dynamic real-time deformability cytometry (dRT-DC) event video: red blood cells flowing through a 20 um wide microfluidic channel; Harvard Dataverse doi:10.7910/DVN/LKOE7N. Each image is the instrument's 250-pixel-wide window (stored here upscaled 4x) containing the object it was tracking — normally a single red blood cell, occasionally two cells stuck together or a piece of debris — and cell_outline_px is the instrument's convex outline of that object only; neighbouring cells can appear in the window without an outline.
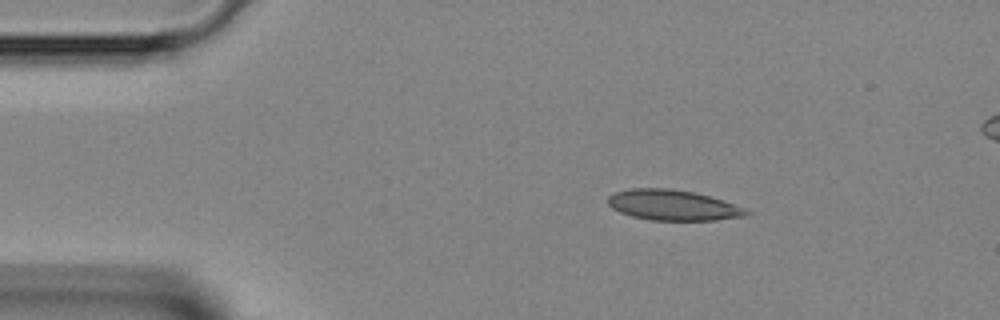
{"species": "Egyptian fruit bat (a non-hibernating species)", "species_latin": "Rousettus aegyptiacus", "temperature_condition": "room temperature", "stored_images_in_passage": 39, "segment_of_instrument_passage": [1, 2], "camera_frame_rate_fps": 3000, "um_per_image_px": 0.085, "animal": {"sex": "female"}, "frame": {"image": 1, "passage_image": 1, "time_ms": 0.0, "image_size_px": [1000, 320], "cell_outline_px": [[752, 212], [744, 216], [716, 220], [652, 220], [632, 216], [620, 212], [612, 208], [608, 204], [608, 196], [616, 192], [628, 188], [672, 188], [696, 192], [712, 196], [724, 200], [744, 208]], "centroid_in_image_um": [57.21, 17.42], "position_along_channel_um": 27.8, "area_um2": 24.74}}
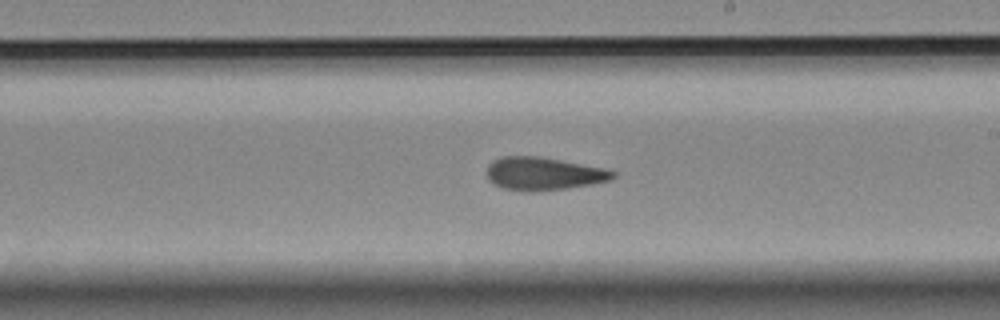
{"frame": {"image": 2, "passage_image": 19, "time_ms": 6.0, "image_size_px": [1000, 320], "cell_outline_px": [[616, 176], [612, 180], [592, 184], [568, 188], [536, 192], [532, 192], [504, 188], [488, 180], [488, 164], [492, 160], [500, 156], [540, 156], [604, 168], [616, 172]], "centroid_in_image_um": [46.22, 14.76], "position_along_channel_um": 242.8, "area_um2": 24.33}}
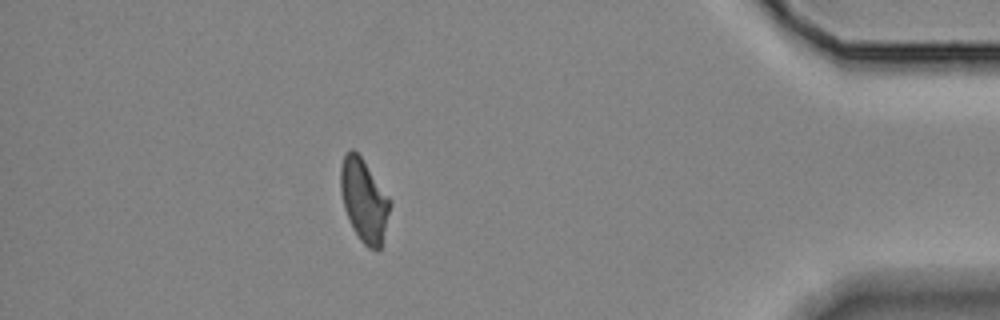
{"frame": {"image": 3, "passage_image": 33, "time_ms": 10.667, "image_size_px": [1000, 320], "cell_outline_px": [[392, 204], [380, 248], [368, 248], [360, 240], [344, 208], [340, 192], [340, 164], [344, 156], [352, 148], [360, 156], [388, 196]], "centroid_in_image_um": [30.93, 17.01], "position_along_channel_um": 404.3, "area_um2": 23.29}}